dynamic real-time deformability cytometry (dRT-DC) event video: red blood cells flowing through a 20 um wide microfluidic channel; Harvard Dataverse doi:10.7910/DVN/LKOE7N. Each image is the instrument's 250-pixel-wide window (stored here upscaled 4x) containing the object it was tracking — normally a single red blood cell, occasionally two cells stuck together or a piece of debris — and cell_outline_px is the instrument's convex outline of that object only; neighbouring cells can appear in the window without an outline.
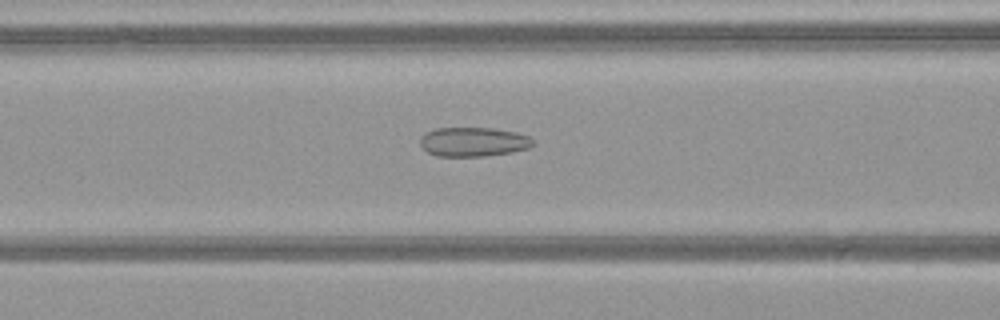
{"species": "common noctule bat (a hibernating species)", "species_latin": "Nyctalus noctula", "temperature_condition": "warm", "stored_images_in_passage": 50, "camera_frame_rate_fps": 3000, "um_per_image_px": 0.085, "animal": {"sex": "female", "body_mass_g": 21.9}, "frame": {"image": 1, "passage_image": 21, "time_ms": 6.667, "image_size_px": [1000, 320], "cell_outline_px": [[536, 144], [528, 148], [512, 152], [484, 156], [436, 156], [428, 152], [420, 144], [420, 136], [424, 132], [436, 128], [492, 128], [516, 132], [528, 136]], "centroid_in_image_um": [40.22, 12.05], "position_along_channel_um": 126.4, "area_um2": 19.31}}
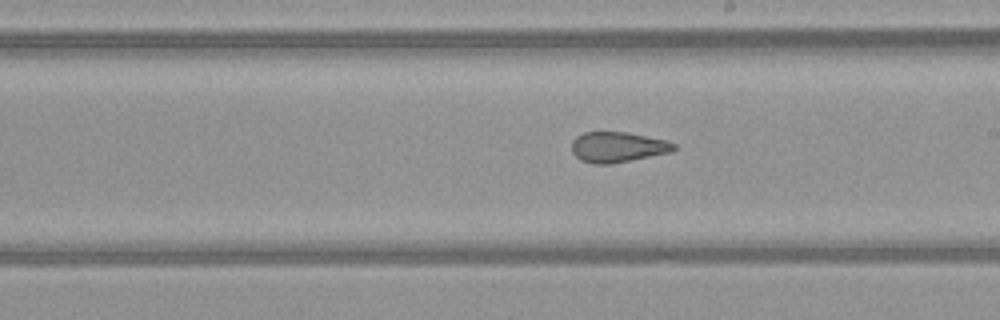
{"frame": {"image": 2, "passage_image": 29, "time_ms": 9.333, "image_size_px": [1000, 320], "cell_outline_px": [[676, 148], [672, 152], [612, 164], [592, 164], [580, 160], [572, 152], [572, 140], [576, 136], [584, 132], [628, 132], [664, 140], [676, 144]], "centroid_in_image_um": [52.48, 12.51], "position_along_channel_um": 236.5, "area_um2": 18.21}}
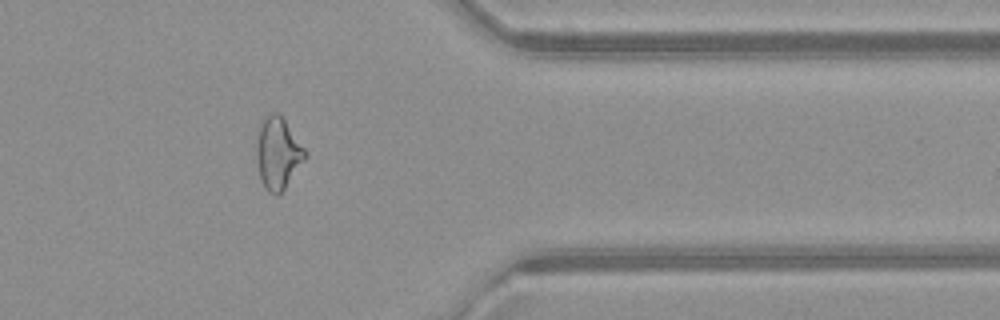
{"frame": {"image": 3, "passage_image": 41, "time_ms": 13.333, "image_size_px": [1000, 320], "cell_outline_px": [[308, 156], [284, 188], [276, 196], [268, 192], [264, 188], [260, 180], [256, 164], [256, 144], [260, 120], [264, 116], [272, 112], [280, 112], [304, 148]], "centroid_in_image_um": [23.59, 13.0], "position_along_channel_um": 387.8, "area_um2": 20.69}, "authors_computed_cell_mechanics": {"area_um2": 21.7617, "velocity_mm_per_s": 4.1166, "shape_relaxation_time_tau1_ms": null, "shape_relaxation_time_tau2_ms": 1.4159, "deformation_change_tau1": null, "deformation_change_tau2": 0.089}}